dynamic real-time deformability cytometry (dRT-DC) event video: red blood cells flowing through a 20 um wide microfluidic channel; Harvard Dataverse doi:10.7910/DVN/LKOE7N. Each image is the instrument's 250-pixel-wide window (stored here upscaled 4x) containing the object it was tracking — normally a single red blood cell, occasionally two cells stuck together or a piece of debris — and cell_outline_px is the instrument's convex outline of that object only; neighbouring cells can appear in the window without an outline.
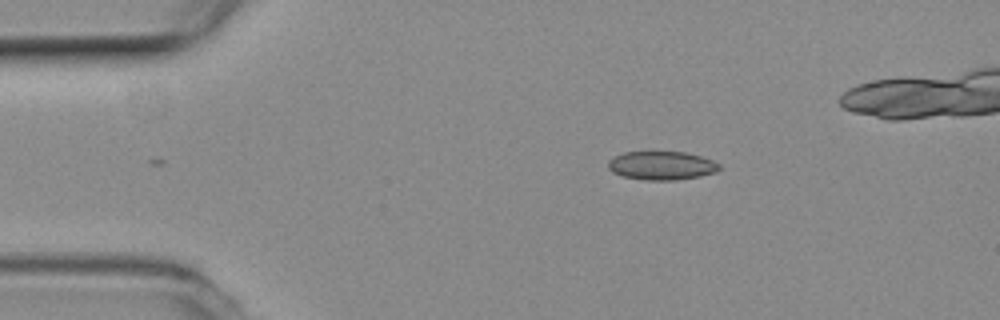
{"species": "common noctule bat (a hibernating species)", "species_latin": "Nyctalus noctula", "temperature_condition": "room temperature", "stored_images_in_passage": 33, "camera_frame_rate_fps": 3000, "um_per_image_px": 0.085, "animal": {"sex": "female", "body_mass_g": 19.3, "forearm_length_mm": 54.1}, "frame": {"image": 1, "passage_image": 1, "time_ms": 0.0, "image_size_px": [1000, 320], "cell_outline_px": [[720, 168], [716, 172], [700, 176], [676, 180], [644, 180], [620, 176], [612, 172], [608, 168], [608, 160], [612, 156], [624, 152], [652, 148], [684, 152], [700, 156], [712, 160], [720, 164]], "centroid_in_image_um": [56.17, 14.02], "position_along_channel_um": 28.8, "area_um2": 19.54}}
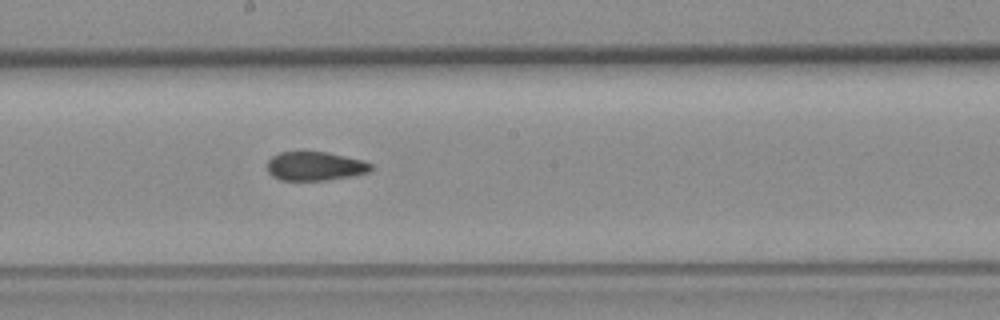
{"frame": {"image": 2, "passage_image": 20, "time_ms": 6.333, "image_size_px": [1000, 320], "cell_outline_px": [[372, 168], [368, 172], [352, 176], [328, 180], [280, 180], [272, 176], [268, 172], [268, 160], [272, 156], [280, 152], [328, 152], [364, 160], [372, 164]], "centroid_in_image_um": [26.79, 14.12], "position_along_channel_um": 221.4, "area_um2": 17.51}}
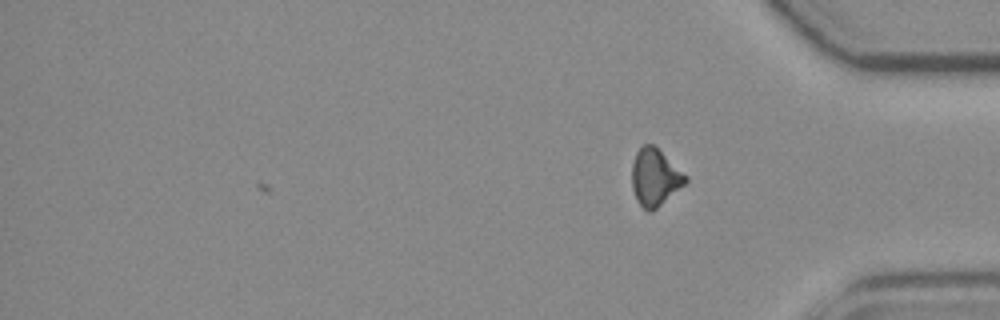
{"frame": {"image": 3, "passage_image": 33, "time_ms": 10.667, "image_size_px": [1000, 320], "cell_outline_px": [[688, 180], [684, 184], [652, 212], [648, 212], [636, 200], [632, 188], [632, 164], [636, 152], [644, 144], [652, 144], [688, 176]], "centroid_in_image_um": [55.65, 15.08], "position_along_channel_um": 379.5, "area_um2": 17.57}, "authors_computed_cell_mechanics": {"area_um2": 18.3226, "velocity_mm_per_s": 3.8687, "shape_relaxation_time_tau1_ms": null, "shape_relaxation_time_tau2_ms": 2.8938, "deformation_change_tau1": null, "deformation_change_tau2": 0.0768}}